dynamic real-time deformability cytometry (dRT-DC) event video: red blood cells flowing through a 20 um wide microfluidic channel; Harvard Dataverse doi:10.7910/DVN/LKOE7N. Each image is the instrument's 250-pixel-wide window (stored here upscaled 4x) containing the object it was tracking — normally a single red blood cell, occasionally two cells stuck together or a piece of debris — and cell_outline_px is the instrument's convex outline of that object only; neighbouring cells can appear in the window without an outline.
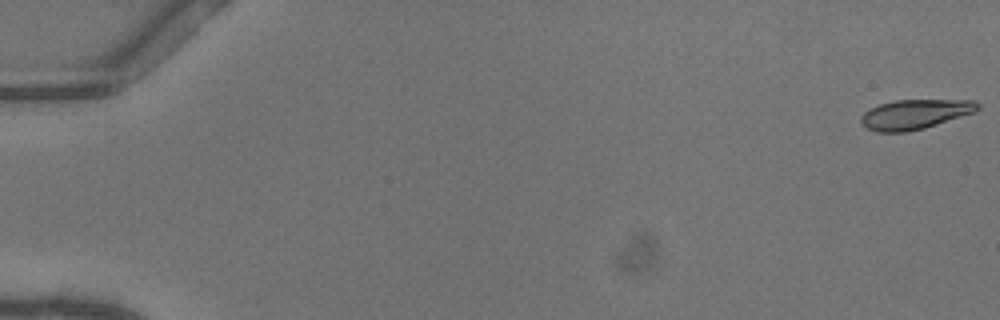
{"species": "common noctule bat (a hibernating species)", "species_latin": "Nyctalus noctula", "temperature_condition": "warm", "stored_images_in_passage": 10, "camera_frame_rate_fps": 3000, "um_per_image_px": 0.085, "animal": {"sex": "female"}, "frame": {"image": 1, "passage_image": 1, "time_ms": 0.0, "image_size_px": [1000, 320], "cell_outline_px": [[980, 108], [976, 112], [924, 128], [904, 132], [876, 132], [860, 124], [860, 116], [868, 108], [880, 104], [896, 100], [976, 100], [980, 104]], "centroid_in_image_um": [77.77, 9.71], "position_along_channel_um": 7.2, "area_um2": 20.35}}